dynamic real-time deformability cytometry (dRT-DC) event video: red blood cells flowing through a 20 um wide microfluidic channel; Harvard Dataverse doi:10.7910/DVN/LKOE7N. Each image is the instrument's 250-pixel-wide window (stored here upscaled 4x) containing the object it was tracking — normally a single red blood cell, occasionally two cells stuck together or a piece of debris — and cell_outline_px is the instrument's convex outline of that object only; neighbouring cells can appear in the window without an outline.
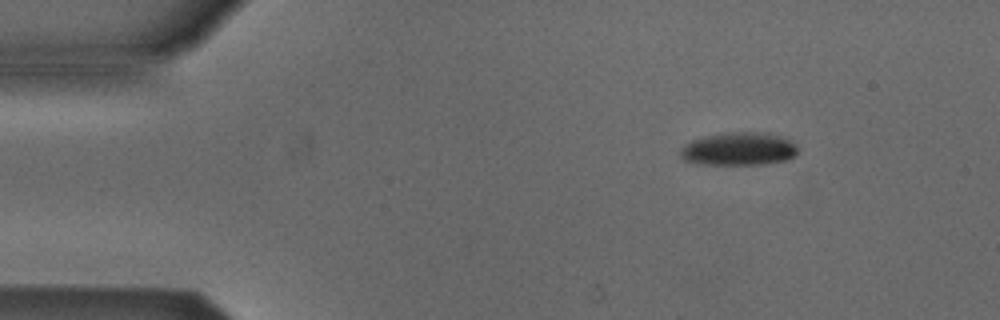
{"species": "Egyptian fruit bat (a non-hibernating species)", "species_latin": "Rousettus aegyptiacus", "temperature_condition": "cold", "stored_images_in_passage": 3, "camera_frame_rate_fps": 3000, "um_per_image_px": 0.085, "animal": {"sex": "male"}, "frame": {"image": 1, "passage_image": 1, "time_ms": 0.0, "image_size_px": [1000, 320], "cell_outline_px": [[796, 156], [788, 160], [768, 164], [696, 164], [684, 160], [680, 156], [680, 148], [692, 140], [708, 136], [736, 132], [752, 132], [776, 136], [788, 140], [796, 144]], "centroid_in_image_um": [62.78, 12.69], "position_along_channel_um": 22.2, "area_um2": 22.25}}